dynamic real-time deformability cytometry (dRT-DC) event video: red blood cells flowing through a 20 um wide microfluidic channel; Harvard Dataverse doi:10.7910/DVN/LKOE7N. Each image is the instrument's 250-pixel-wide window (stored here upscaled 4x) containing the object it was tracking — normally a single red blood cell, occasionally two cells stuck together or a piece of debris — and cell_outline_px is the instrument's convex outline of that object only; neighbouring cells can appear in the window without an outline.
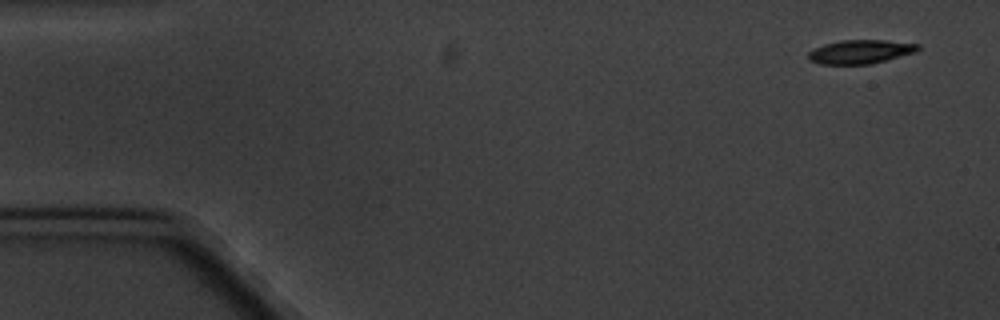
{"species": "common noctule bat (a hibernating species)", "species_latin": "Nyctalus noctula", "temperature_condition": "cold", "stored_images_in_passage": 4, "camera_frame_rate_fps": 3000, "um_per_image_px": 0.085, "animal": {"sex": "male", "body_mass_g": 20.1, "forearm_length_mm": 53.5}, "frame": {"image": 1, "passage_image": 1, "time_ms": 0.0, "image_size_px": [1000, 320], "cell_outline_px": [[920, 48], [916, 52], [872, 64], [820, 64], [808, 60], [808, 52], [824, 44], [840, 40], [884, 40], [920, 44]], "centroid_in_image_um": [73.14, 4.4], "position_along_channel_um": 11.9, "area_um2": 15.26}}
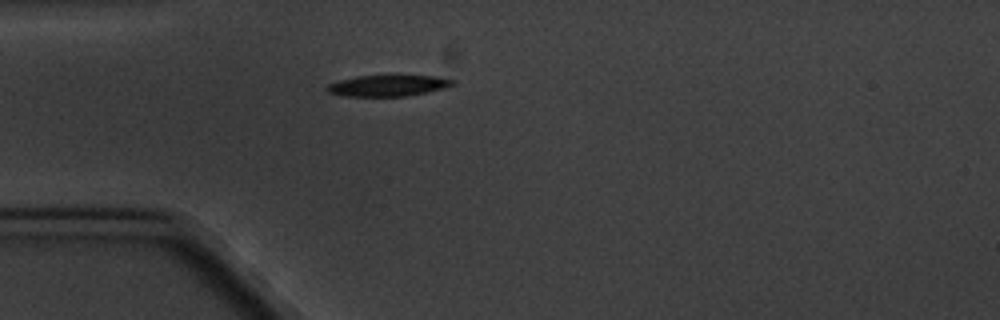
{"frame": {"image": 2, "passage_image": 4, "time_ms": 4.333, "image_size_px": [1000, 320], "cell_outline_px": [[456, 84], [444, 88], [404, 96], [344, 96], [328, 92], [324, 88], [328, 84], [340, 80], [356, 76], [436, 76], [456, 80]], "centroid_in_image_um": [32.96, 7.27], "position_along_channel_um": 52.0, "area_um2": 15.32}}